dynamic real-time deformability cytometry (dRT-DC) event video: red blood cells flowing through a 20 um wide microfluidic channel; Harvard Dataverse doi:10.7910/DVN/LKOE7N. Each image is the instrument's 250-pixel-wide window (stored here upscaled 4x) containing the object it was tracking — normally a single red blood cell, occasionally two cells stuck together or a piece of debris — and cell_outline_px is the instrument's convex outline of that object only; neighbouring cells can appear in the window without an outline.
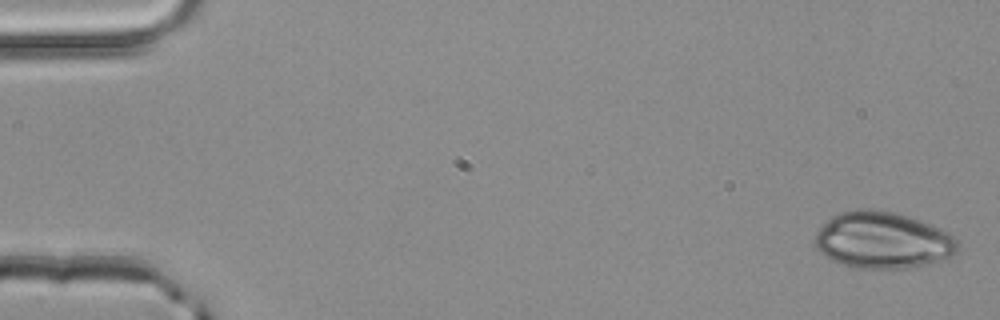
{"species": "common noctule bat (a hibernating species)", "species_latin": "Nyctalus noctula", "temperature_condition": "room temperature", "stored_images_in_passage": 3, "camera_frame_rate_fps": 3000, "um_per_image_px": 0.085, "animal": {"sex": "male", "body_mass_g": 20.4}, "frame": {"image": 1, "passage_image": 1, "time_ms": 0.0, "image_size_px": [1000, 320], "cell_outline_px": [[956, 252], [948, 260], [908, 268], [852, 268], [832, 260], [824, 256], [816, 248], [812, 240], [816, 232], [832, 216], [840, 212], [864, 208], [868, 208], [892, 212], [908, 216], [948, 232], [956, 240]], "centroid_in_image_um": [74.99, 20.43], "position_along_channel_um": 10.0, "area_um2": 47.16}}